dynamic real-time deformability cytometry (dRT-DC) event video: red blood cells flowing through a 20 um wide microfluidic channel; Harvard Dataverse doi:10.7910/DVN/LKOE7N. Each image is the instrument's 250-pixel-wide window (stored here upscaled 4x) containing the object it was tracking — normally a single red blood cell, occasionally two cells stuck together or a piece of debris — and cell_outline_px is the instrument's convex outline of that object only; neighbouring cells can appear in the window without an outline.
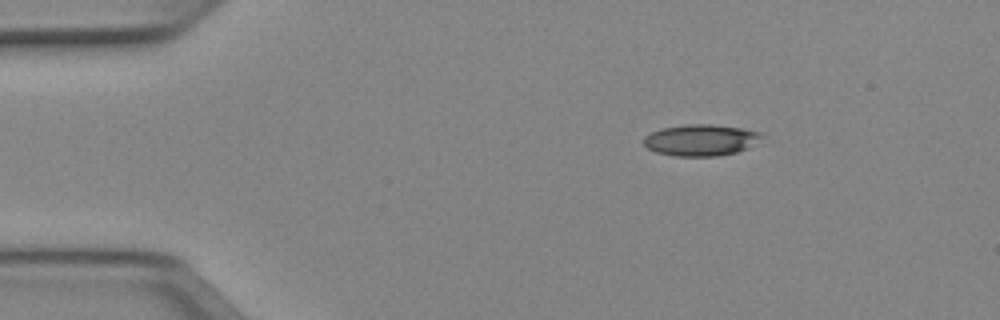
{"species": "Egyptian fruit bat (a non-hibernating species)", "species_latin": "Rousettus aegyptiacus", "temperature_condition": "cold", "stored_images_in_passage": 44, "camera_frame_rate_fps": 3000, "um_per_image_px": 0.085, "animal": {"sex": "female"}, "frame": {"image": 1, "passage_image": 1, "time_ms": 0.0, "image_size_px": [1000, 320], "cell_outline_px": [[764, 136], [748, 148], [736, 152], [716, 156], [676, 156], [656, 152], [648, 148], [644, 144], [644, 136], [660, 128], [688, 124], [712, 124], [740, 128], [764, 132]], "centroid_in_image_um": [59.58, 11.9], "position_along_channel_um": 25.4, "area_um2": 21.62}}
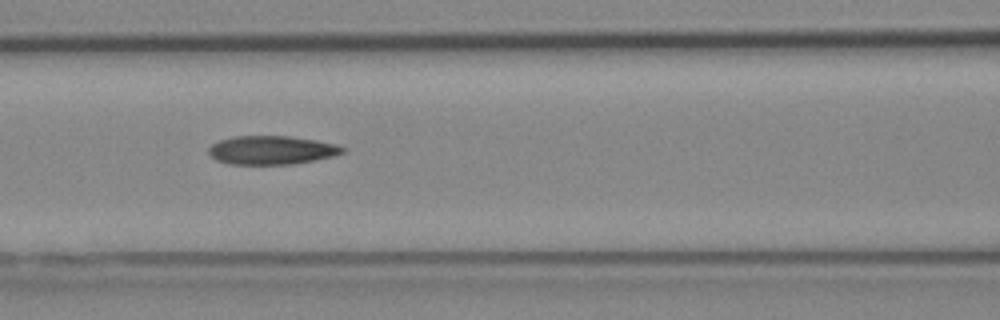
{"frame": {"image": 2, "passage_image": 15, "time_ms": 4.667, "image_size_px": [1000, 320], "cell_outline_px": [[348, 148], [344, 152], [332, 156], [316, 160], [292, 164], [228, 164], [216, 160], [208, 152], [208, 148], [212, 144], [220, 140], [232, 136], [288, 136], [316, 140], [336, 144]], "centroid_in_image_um": [23.09, 12.76], "position_along_channel_um": 143.5, "area_um2": 22.43}}
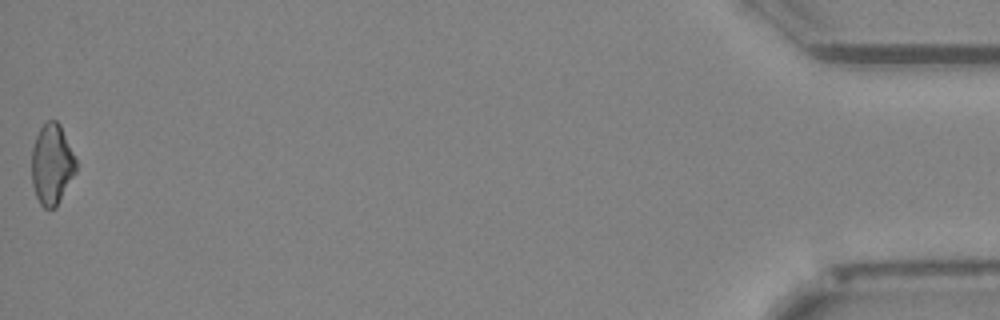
{"frame": {"image": 3, "passage_image": 44, "time_ms": 14.333, "image_size_px": [1000, 320], "cell_outline_px": [[76, 172], [56, 208], [44, 208], [40, 204], [36, 196], [32, 184], [32, 148], [36, 136], [40, 128], [48, 120], [56, 120], [60, 124], [76, 160]], "centroid_in_image_um": [4.4, 13.98], "position_along_channel_um": 430.8, "area_um2": 20.75}, "authors_computed_cell_mechanics": {"area_um2": 22.1952, "velocity_mm_per_s": 3.9687, "shape_relaxation_time_tau1_ms": null, "shape_relaxation_time_tau2_ms": 6.5314, "deformation_change_tau1": null, "deformation_change_tau2": 0.1875}}